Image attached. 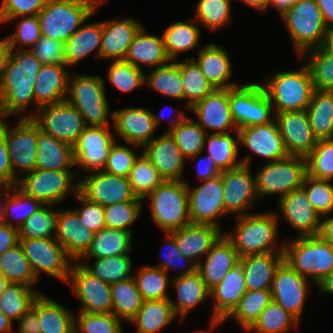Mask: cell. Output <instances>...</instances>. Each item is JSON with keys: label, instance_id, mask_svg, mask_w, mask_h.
Returning <instances> with one entry per match:
<instances>
[{"label": "cell", "instance_id": "obj_65", "mask_svg": "<svg viewBox=\"0 0 333 333\" xmlns=\"http://www.w3.org/2000/svg\"><path fill=\"white\" fill-rule=\"evenodd\" d=\"M16 27L13 35L2 39L7 49H14L17 46L19 47L18 50H20L21 46L26 45L29 46L30 50L42 36L37 15L22 18Z\"/></svg>", "mask_w": 333, "mask_h": 333}, {"label": "cell", "instance_id": "obj_34", "mask_svg": "<svg viewBox=\"0 0 333 333\" xmlns=\"http://www.w3.org/2000/svg\"><path fill=\"white\" fill-rule=\"evenodd\" d=\"M192 59L214 89H230L239 86L229 83L228 80L232 76L230 58L226 50L217 44H207L199 50L197 60Z\"/></svg>", "mask_w": 333, "mask_h": 333}, {"label": "cell", "instance_id": "obj_70", "mask_svg": "<svg viewBox=\"0 0 333 333\" xmlns=\"http://www.w3.org/2000/svg\"><path fill=\"white\" fill-rule=\"evenodd\" d=\"M167 236V240L165 242L166 245H168V251L167 254L164 255V259L163 262L160 263L159 265H156L155 267L161 268L164 271H166L168 273V270L170 268H175L177 266V268H180V264L186 265L185 266V270L181 269L182 273H179V276H183V275H188L193 273L194 271L197 270V265L190 260L187 257H184L180 252L179 249L177 248L176 242H175V238L170 234V233H166ZM181 262V263H180Z\"/></svg>", "mask_w": 333, "mask_h": 333}, {"label": "cell", "instance_id": "obj_71", "mask_svg": "<svg viewBox=\"0 0 333 333\" xmlns=\"http://www.w3.org/2000/svg\"><path fill=\"white\" fill-rule=\"evenodd\" d=\"M18 179L13 174L5 139V119H0V185H17Z\"/></svg>", "mask_w": 333, "mask_h": 333}, {"label": "cell", "instance_id": "obj_41", "mask_svg": "<svg viewBox=\"0 0 333 333\" xmlns=\"http://www.w3.org/2000/svg\"><path fill=\"white\" fill-rule=\"evenodd\" d=\"M103 23L84 25L65 42V64L74 65L96 50V57L100 58Z\"/></svg>", "mask_w": 333, "mask_h": 333}, {"label": "cell", "instance_id": "obj_19", "mask_svg": "<svg viewBox=\"0 0 333 333\" xmlns=\"http://www.w3.org/2000/svg\"><path fill=\"white\" fill-rule=\"evenodd\" d=\"M223 203L225 213H235L237 217L247 215V209L252 208L258 197L256 178L253 177L249 165L222 171Z\"/></svg>", "mask_w": 333, "mask_h": 333}, {"label": "cell", "instance_id": "obj_10", "mask_svg": "<svg viewBox=\"0 0 333 333\" xmlns=\"http://www.w3.org/2000/svg\"><path fill=\"white\" fill-rule=\"evenodd\" d=\"M228 101L237 129L272 121V102L260 84L251 83L228 89Z\"/></svg>", "mask_w": 333, "mask_h": 333}, {"label": "cell", "instance_id": "obj_21", "mask_svg": "<svg viewBox=\"0 0 333 333\" xmlns=\"http://www.w3.org/2000/svg\"><path fill=\"white\" fill-rule=\"evenodd\" d=\"M273 118L278 123L288 155L306 158L318 141L312 132L307 111H286L275 114Z\"/></svg>", "mask_w": 333, "mask_h": 333}, {"label": "cell", "instance_id": "obj_57", "mask_svg": "<svg viewBox=\"0 0 333 333\" xmlns=\"http://www.w3.org/2000/svg\"><path fill=\"white\" fill-rule=\"evenodd\" d=\"M308 52V53H307ZM308 56L307 67L316 90L333 92V55L322 47L310 49L301 57Z\"/></svg>", "mask_w": 333, "mask_h": 333}, {"label": "cell", "instance_id": "obj_73", "mask_svg": "<svg viewBox=\"0 0 333 333\" xmlns=\"http://www.w3.org/2000/svg\"><path fill=\"white\" fill-rule=\"evenodd\" d=\"M19 333H41L37 313L30 308L19 319Z\"/></svg>", "mask_w": 333, "mask_h": 333}, {"label": "cell", "instance_id": "obj_28", "mask_svg": "<svg viewBox=\"0 0 333 333\" xmlns=\"http://www.w3.org/2000/svg\"><path fill=\"white\" fill-rule=\"evenodd\" d=\"M174 238L179 252L192 260L196 265L203 254H207L222 236L217 226L210 224L190 223L184 227L169 232Z\"/></svg>", "mask_w": 333, "mask_h": 333}, {"label": "cell", "instance_id": "obj_64", "mask_svg": "<svg viewBox=\"0 0 333 333\" xmlns=\"http://www.w3.org/2000/svg\"><path fill=\"white\" fill-rule=\"evenodd\" d=\"M141 200H130L104 207L105 225L108 228L131 231L128 226L138 219Z\"/></svg>", "mask_w": 333, "mask_h": 333}, {"label": "cell", "instance_id": "obj_24", "mask_svg": "<svg viewBox=\"0 0 333 333\" xmlns=\"http://www.w3.org/2000/svg\"><path fill=\"white\" fill-rule=\"evenodd\" d=\"M246 291L243 268L238 263L217 285L210 289V297L215 300L211 317L212 330L233 312Z\"/></svg>", "mask_w": 333, "mask_h": 333}, {"label": "cell", "instance_id": "obj_25", "mask_svg": "<svg viewBox=\"0 0 333 333\" xmlns=\"http://www.w3.org/2000/svg\"><path fill=\"white\" fill-rule=\"evenodd\" d=\"M190 110L195 113L199 121L196 122L206 131L213 129V133H228L227 128L238 132L233 121L229 101L228 89H214L205 98L195 103Z\"/></svg>", "mask_w": 333, "mask_h": 333}, {"label": "cell", "instance_id": "obj_62", "mask_svg": "<svg viewBox=\"0 0 333 333\" xmlns=\"http://www.w3.org/2000/svg\"><path fill=\"white\" fill-rule=\"evenodd\" d=\"M108 71L110 83L123 93L131 92L145 83L143 70L125 60H114Z\"/></svg>", "mask_w": 333, "mask_h": 333}, {"label": "cell", "instance_id": "obj_17", "mask_svg": "<svg viewBox=\"0 0 333 333\" xmlns=\"http://www.w3.org/2000/svg\"><path fill=\"white\" fill-rule=\"evenodd\" d=\"M5 121V139L11 168L27 174L35 169L38 141V125L32 118H21L15 127L9 129Z\"/></svg>", "mask_w": 333, "mask_h": 333}, {"label": "cell", "instance_id": "obj_61", "mask_svg": "<svg viewBox=\"0 0 333 333\" xmlns=\"http://www.w3.org/2000/svg\"><path fill=\"white\" fill-rule=\"evenodd\" d=\"M231 0H200L196 7L195 21H200L212 31L227 24L231 18Z\"/></svg>", "mask_w": 333, "mask_h": 333}, {"label": "cell", "instance_id": "obj_78", "mask_svg": "<svg viewBox=\"0 0 333 333\" xmlns=\"http://www.w3.org/2000/svg\"><path fill=\"white\" fill-rule=\"evenodd\" d=\"M320 293L333 294V271L316 284Z\"/></svg>", "mask_w": 333, "mask_h": 333}, {"label": "cell", "instance_id": "obj_18", "mask_svg": "<svg viewBox=\"0 0 333 333\" xmlns=\"http://www.w3.org/2000/svg\"><path fill=\"white\" fill-rule=\"evenodd\" d=\"M188 203L190 222L193 224H210L219 227L217 217L225 213L223 203V177L218 176L203 181L199 187L191 190L189 183Z\"/></svg>", "mask_w": 333, "mask_h": 333}, {"label": "cell", "instance_id": "obj_50", "mask_svg": "<svg viewBox=\"0 0 333 333\" xmlns=\"http://www.w3.org/2000/svg\"><path fill=\"white\" fill-rule=\"evenodd\" d=\"M271 301V290L246 291L237 307L225 320L234 317L244 329L248 330Z\"/></svg>", "mask_w": 333, "mask_h": 333}, {"label": "cell", "instance_id": "obj_11", "mask_svg": "<svg viewBox=\"0 0 333 333\" xmlns=\"http://www.w3.org/2000/svg\"><path fill=\"white\" fill-rule=\"evenodd\" d=\"M74 176L70 170L34 169L18 179L17 186L42 204L53 205L66 198L70 190L74 189V196L79 192V181L74 184Z\"/></svg>", "mask_w": 333, "mask_h": 333}, {"label": "cell", "instance_id": "obj_51", "mask_svg": "<svg viewBox=\"0 0 333 333\" xmlns=\"http://www.w3.org/2000/svg\"><path fill=\"white\" fill-rule=\"evenodd\" d=\"M180 71L184 99H187V107L190 109L195 103L211 93L214 88L193 59L180 62Z\"/></svg>", "mask_w": 333, "mask_h": 333}, {"label": "cell", "instance_id": "obj_52", "mask_svg": "<svg viewBox=\"0 0 333 333\" xmlns=\"http://www.w3.org/2000/svg\"><path fill=\"white\" fill-rule=\"evenodd\" d=\"M48 206L52 205L43 204L24 222L19 229V240L56 237L59 211L50 210Z\"/></svg>", "mask_w": 333, "mask_h": 333}, {"label": "cell", "instance_id": "obj_7", "mask_svg": "<svg viewBox=\"0 0 333 333\" xmlns=\"http://www.w3.org/2000/svg\"><path fill=\"white\" fill-rule=\"evenodd\" d=\"M104 84L97 75H69L66 101L81 113L86 126L109 124L110 111Z\"/></svg>", "mask_w": 333, "mask_h": 333}, {"label": "cell", "instance_id": "obj_46", "mask_svg": "<svg viewBox=\"0 0 333 333\" xmlns=\"http://www.w3.org/2000/svg\"><path fill=\"white\" fill-rule=\"evenodd\" d=\"M190 22V23H188ZM194 18L186 22L178 21L165 29L163 34L164 46L168 56L173 61L180 52L194 49L198 46L199 28Z\"/></svg>", "mask_w": 333, "mask_h": 333}, {"label": "cell", "instance_id": "obj_30", "mask_svg": "<svg viewBox=\"0 0 333 333\" xmlns=\"http://www.w3.org/2000/svg\"><path fill=\"white\" fill-rule=\"evenodd\" d=\"M66 64H43L36 76L34 97L37 109L66 101L68 78Z\"/></svg>", "mask_w": 333, "mask_h": 333}, {"label": "cell", "instance_id": "obj_60", "mask_svg": "<svg viewBox=\"0 0 333 333\" xmlns=\"http://www.w3.org/2000/svg\"><path fill=\"white\" fill-rule=\"evenodd\" d=\"M302 188L307 199L321 217L333 212V185L329 180L318 179L308 174L305 176Z\"/></svg>", "mask_w": 333, "mask_h": 333}, {"label": "cell", "instance_id": "obj_9", "mask_svg": "<svg viewBox=\"0 0 333 333\" xmlns=\"http://www.w3.org/2000/svg\"><path fill=\"white\" fill-rule=\"evenodd\" d=\"M307 175V159L291 156L268 162L261 167L256 178L258 196L279 194V198L302 188Z\"/></svg>", "mask_w": 333, "mask_h": 333}, {"label": "cell", "instance_id": "obj_39", "mask_svg": "<svg viewBox=\"0 0 333 333\" xmlns=\"http://www.w3.org/2000/svg\"><path fill=\"white\" fill-rule=\"evenodd\" d=\"M178 113V118L175 121L170 120V128L168 131L176 141L177 146L182 152V155L190 160L198 158L205 150L204 143L207 135L205 131L196 121L186 118L183 112Z\"/></svg>", "mask_w": 333, "mask_h": 333}, {"label": "cell", "instance_id": "obj_67", "mask_svg": "<svg viewBox=\"0 0 333 333\" xmlns=\"http://www.w3.org/2000/svg\"><path fill=\"white\" fill-rule=\"evenodd\" d=\"M49 0H2L0 6V23L27 16H36Z\"/></svg>", "mask_w": 333, "mask_h": 333}, {"label": "cell", "instance_id": "obj_48", "mask_svg": "<svg viewBox=\"0 0 333 333\" xmlns=\"http://www.w3.org/2000/svg\"><path fill=\"white\" fill-rule=\"evenodd\" d=\"M0 273L12 283L31 286L38 281L20 244L0 255Z\"/></svg>", "mask_w": 333, "mask_h": 333}, {"label": "cell", "instance_id": "obj_80", "mask_svg": "<svg viewBox=\"0 0 333 333\" xmlns=\"http://www.w3.org/2000/svg\"><path fill=\"white\" fill-rule=\"evenodd\" d=\"M7 57V48L3 40H0V87L2 82V75H3V66L5 59Z\"/></svg>", "mask_w": 333, "mask_h": 333}, {"label": "cell", "instance_id": "obj_47", "mask_svg": "<svg viewBox=\"0 0 333 333\" xmlns=\"http://www.w3.org/2000/svg\"><path fill=\"white\" fill-rule=\"evenodd\" d=\"M112 313L120 319L130 321L143 304L134 277L111 285Z\"/></svg>", "mask_w": 333, "mask_h": 333}, {"label": "cell", "instance_id": "obj_40", "mask_svg": "<svg viewBox=\"0 0 333 333\" xmlns=\"http://www.w3.org/2000/svg\"><path fill=\"white\" fill-rule=\"evenodd\" d=\"M131 242V231L104 227L94 234L89 250L80 260L86 262L90 257L98 259L128 254L132 250Z\"/></svg>", "mask_w": 333, "mask_h": 333}, {"label": "cell", "instance_id": "obj_14", "mask_svg": "<svg viewBox=\"0 0 333 333\" xmlns=\"http://www.w3.org/2000/svg\"><path fill=\"white\" fill-rule=\"evenodd\" d=\"M114 143L108 126H86L72 145L74 164L83 171H102Z\"/></svg>", "mask_w": 333, "mask_h": 333}, {"label": "cell", "instance_id": "obj_1", "mask_svg": "<svg viewBox=\"0 0 333 333\" xmlns=\"http://www.w3.org/2000/svg\"><path fill=\"white\" fill-rule=\"evenodd\" d=\"M42 65L29 49H7L0 87V119L20 114L35 102L34 84Z\"/></svg>", "mask_w": 333, "mask_h": 333}, {"label": "cell", "instance_id": "obj_31", "mask_svg": "<svg viewBox=\"0 0 333 333\" xmlns=\"http://www.w3.org/2000/svg\"><path fill=\"white\" fill-rule=\"evenodd\" d=\"M284 261L283 252L240 257L247 291L271 290L276 269Z\"/></svg>", "mask_w": 333, "mask_h": 333}, {"label": "cell", "instance_id": "obj_29", "mask_svg": "<svg viewBox=\"0 0 333 333\" xmlns=\"http://www.w3.org/2000/svg\"><path fill=\"white\" fill-rule=\"evenodd\" d=\"M94 234L81 223L78 214L73 209L59 210L55 238L75 262L80 261L89 250Z\"/></svg>", "mask_w": 333, "mask_h": 333}, {"label": "cell", "instance_id": "obj_42", "mask_svg": "<svg viewBox=\"0 0 333 333\" xmlns=\"http://www.w3.org/2000/svg\"><path fill=\"white\" fill-rule=\"evenodd\" d=\"M239 139L228 133H210L206 135L204 148L221 171L231 170L241 165H250L251 155L237 160Z\"/></svg>", "mask_w": 333, "mask_h": 333}, {"label": "cell", "instance_id": "obj_74", "mask_svg": "<svg viewBox=\"0 0 333 333\" xmlns=\"http://www.w3.org/2000/svg\"><path fill=\"white\" fill-rule=\"evenodd\" d=\"M198 176L200 180H207L214 178L221 174V170L216 166L214 160L209 157V155L201 157L198 160Z\"/></svg>", "mask_w": 333, "mask_h": 333}, {"label": "cell", "instance_id": "obj_53", "mask_svg": "<svg viewBox=\"0 0 333 333\" xmlns=\"http://www.w3.org/2000/svg\"><path fill=\"white\" fill-rule=\"evenodd\" d=\"M3 189H5L8 192L9 191L12 192V193H10L9 196H6V194H5L6 192H4L3 195L2 194L0 195L1 197L5 196V198H7L5 200V202H6L5 203V205H6V208H5L6 224L20 229V227L24 224V222L30 216H32L43 204L39 200L33 198L32 196L27 195L17 185H14V186L3 185ZM8 216H11L13 218H19L16 221L17 225L15 224V226H14L13 223H11V221L8 220V218H7Z\"/></svg>", "mask_w": 333, "mask_h": 333}, {"label": "cell", "instance_id": "obj_6", "mask_svg": "<svg viewBox=\"0 0 333 333\" xmlns=\"http://www.w3.org/2000/svg\"><path fill=\"white\" fill-rule=\"evenodd\" d=\"M147 197L152 219L165 233L191 223L185 180H164Z\"/></svg>", "mask_w": 333, "mask_h": 333}, {"label": "cell", "instance_id": "obj_20", "mask_svg": "<svg viewBox=\"0 0 333 333\" xmlns=\"http://www.w3.org/2000/svg\"><path fill=\"white\" fill-rule=\"evenodd\" d=\"M308 278L300 275L283 261L276 269L271 294L272 300L300 320L308 291Z\"/></svg>", "mask_w": 333, "mask_h": 333}, {"label": "cell", "instance_id": "obj_33", "mask_svg": "<svg viewBox=\"0 0 333 333\" xmlns=\"http://www.w3.org/2000/svg\"><path fill=\"white\" fill-rule=\"evenodd\" d=\"M142 25L132 18L103 22L100 58L124 60L130 44Z\"/></svg>", "mask_w": 333, "mask_h": 333}, {"label": "cell", "instance_id": "obj_69", "mask_svg": "<svg viewBox=\"0 0 333 333\" xmlns=\"http://www.w3.org/2000/svg\"><path fill=\"white\" fill-rule=\"evenodd\" d=\"M74 197H76L80 203L83 204L81 208H75L74 211L78 214L81 223L85 227L89 228L94 233L99 232L101 229L106 227L104 207L87 200L79 192Z\"/></svg>", "mask_w": 333, "mask_h": 333}, {"label": "cell", "instance_id": "obj_45", "mask_svg": "<svg viewBox=\"0 0 333 333\" xmlns=\"http://www.w3.org/2000/svg\"><path fill=\"white\" fill-rule=\"evenodd\" d=\"M40 292H34L32 286L9 282L0 295V311L13 322L25 314L38 297Z\"/></svg>", "mask_w": 333, "mask_h": 333}, {"label": "cell", "instance_id": "obj_8", "mask_svg": "<svg viewBox=\"0 0 333 333\" xmlns=\"http://www.w3.org/2000/svg\"><path fill=\"white\" fill-rule=\"evenodd\" d=\"M282 18L299 57L323 46L329 30L316 0H297Z\"/></svg>", "mask_w": 333, "mask_h": 333}, {"label": "cell", "instance_id": "obj_77", "mask_svg": "<svg viewBox=\"0 0 333 333\" xmlns=\"http://www.w3.org/2000/svg\"><path fill=\"white\" fill-rule=\"evenodd\" d=\"M297 0H270L269 5H273L283 17Z\"/></svg>", "mask_w": 333, "mask_h": 333}, {"label": "cell", "instance_id": "obj_38", "mask_svg": "<svg viewBox=\"0 0 333 333\" xmlns=\"http://www.w3.org/2000/svg\"><path fill=\"white\" fill-rule=\"evenodd\" d=\"M172 281L177 290L178 301L174 302L171 299L169 301L174 313L176 316H181V320L198 304L210 297V289L205 285L198 270L188 275L177 276Z\"/></svg>", "mask_w": 333, "mask_h": 333}, {"label": "cell", "instance_id": "obj_13", "mask_svg": "<svg viewBox=\"0 0 333 333\" xmlns=\"http://www.w3.org/2000/svg\"><path fill=\"white\" fill-rule=\"evenodd\" d=\"M22 118H32L40 129L68 144L73 145L86 127L81 113L67 101L46 105Z\"/></svg>", "mask_w": 333, "mask_h": 333}, {"label": "cell", "instance_id": "obj_68", "mask_svg": "<svg viewBox=\"0 0 333 333\" xmlns=\"http://www.w3.org/2000/svg\"><path fill=\"white\" fill-rule=\"evenodd\" d=\"M42 64H65V43L41 36L30 49Z\"/></svg>", "mask_w": 333, "mask_h": 333}, {"label": "cell", "instance_id": "obj_44", "mask_svg": "<svg viewBox=\"0 0 333 333\" xmlns=\"http://www.w3.org/2000/svg\"><path fill=\"white\" fill-rule=\"evenodd\" d=\"M175 317L169 299L146 300L129 322L137 325L136 333H157Z\"/></svg>", "mask_w": 333, "mask_h": 333}, {"label": "cell", "instance_id": "obj_4", "mask_svg": "<svg viewBox=\"0 0 333 333\" xmlns=\"http://www.w3.org/2000/svg\"><path fill=\"white\" fill-rule=\"evenodd\" d=\"M283 255L292 269L316 284L333 271V246L319 235L284 243Z\"/></svg>", "mask_w": 333, "mask_h": 333}, {"label": "cell", "instance_id": "obj_76", "mask_svg": "<svg viewBox=\"0 0 333 333\" xmlns=\"http://www.w3.org/2000/svg\"><path fill=\"white\" fill-rule=\"evenodd\" d=\"M318 235L333 246V218L328 217L326 220L321 221Z\"/></svg>", "mask_w": 333, "mask_h": 333}, {"label": "cell", "instance_id": "obj_43", "mask_svg": "<svg viewBox=\"0 0 333 333\" xmlns=\"http://www.w3.org/2000/svg\"><path fill=\"white\" fill-rule=\"evenodd\" d=\"M306 111L314 136L333 139V92L315 89Z\"/></svg>", "mask_w": 333, "mask_h": 333}, {"label": "cell", "instance_id": "obj_32", "mask_svg": "<svg viewBox=\"0 0 333 333\" xmlns=\"http://www.w3.org/2000/svg\"><path fill=\"white\" fill-rule=\"evenodd\" d=\"M205 263H199L197 270L205 285L211 289L226 273L239 263V255L232 242L223 234L207 253Z\"/></svg>", "mask_w": 333, "mask_h": 333}, {"label": "cell", "instance_id": "obj_75", "mask_svg": "<svg viewBox=\"0 0 333 333\" xmlns=\"http://www.w3.org/2000/svg\"><path fill=\"white\" fill-rule=\"evenodd\" d=\"M328 30H333V0H316Z\"/></svg>", "mask_w": 333, "mask_h": 333}, {"label": "cell", "instance_id": "obj_3", "mask_svg": "<svg viewBox=\"0 0 333 333\" xmlns=\"http://www.w3.org/2000/svg\"><path fill=\"white\" fill-rule=\"evenodd\" d=\"M278 215L275 213L247 214L237 217L235 232L224 234L233 244L239 257L283 252L284 245L277 250Z\"/></svg>", "mask_w": 333, "mask_h": 333}, {"label": "cell", "instance_id": "obj_27", "mask_svg": "<svg viewBox=\"0 0 333 333\" xmlns=\"http://www.w3.org/2000/svg\"><path fill=\"white\" fill-rule=\"evenodd\" d=\"M278 200L282 216L299 231V237L319 234L322 217L310 204L303 188L294 190Z\"/></svg>", "mask_w": 333, "mask_h": 333}, {"label": "cell", "instance_id": "obj_63", "mask_svg": "<svg viewBox=\"0 0 333 333\" xmlns=\"http://www.w3.org/2000/svg\"><path fill=\"white\" fill-rule=\"evenodd\" d=\"M121 319L113 313L79 312L75 318V333H122Z\"/></svg>", "mask_w": 333, "mask_h": 333}, {"label": "cell", "instance_id": "obj_16", "mask_svg": "<svg viewBox=\"0 0 333 333\" xmlns=\"http://www.w3.org/2000/svg\"><path fill=\"white\" fill-rule=\"evenodd\" d=\"M79 193L102 207L130 200H143L134 194L129 179L102 171H94L79 180Z\"/></svg>", "mask_w": 333, "mask_h": 333}, {"label": "cell", "instance_id": "obj_5", "mask_svg": "<svg viewBox=\"0 0 333 333\" xmlns=\"http://www.w3.org/2000/svg\"><path fill=\"white\" fill-rule=\"evenodd\" d=\"M262 85L275 106L273 113L306 110L315 90L307 65L296 71L276 72Z\"/></svg>", "mask_w": 333, "mask_h": 333}, {"label": "cell", "instance_id": "obj_72", "mask_svg": "<svg viewBox=\"0 0 333 333\" xmlns=\"http://www.w3.org/2000/svg\"><path fill=\"white\" fill-rule=\"evenodd\" d=\"M19 244V229L9 225L0 227V255Z\"/></svg>", "mask_w": 333, "mask_h": 333}, {"label": "cell", "instance_id": "obj_66", "mask_svg": "<svg viewBox=\"0 0 333 333\" xmlns=\"http://www.w3.org/2000/svg\"><path fill=\"white\" fill-rule=\"evenodd\" d=\"M137 159L138 156L136 157L131 149L115 142L110 149L103 171L128 178Z\"/></svg>", "mask_w": 333, "mask_h": 333}, {"label": "cell", "instance_id": "obj_54", "mask_svg": "<svg viewBox=\"0 0 333 333\" xmlns=\"http://www.w3.org/2000/svg\"><path fill=\"white\" fill-rule=\"evenodd\" d=\"M128 179L134 194L140 199H147V196L164 181L143 152L135 161Z\"/></svg>", "mask_w": 333, "mask_h": 333}, {"label": "cell", "instance_id": "obj_56", "mask_svg": "<svg viewBox=\"0 0 333 333\" xmlns=\"http://www.w3.org/2000/svg\"><path fill=\"white\" fill-rule=\"evenodd\" d=\"M298 320L277 302L271 301L247 331L257 333H285L298 326Z\"/></svg>", "mask_w": 333, "mask_h": 333}, {"label": "cell", "instance_id": "obj_79", "mask_svg": "<svg viewBox=\"0 0 333 333\" xmlns=\"http://www.w3.org/2000/svg\"><path fill=\"white\" fill-rule=\"evenodd\" d=\"M246 3L248 6L253 7L255 9L265 11L269 6L270 0H240Z\"/></svg>", "mask_w": 333, "mask_h": 333}, {"label": "cell", "instance_id": "obj_23", "mask_svg": "<svg viewBox=\"0 0 333 333\" xmlns=\"http://www.w3.org/2000/svg\"><path fill=\"white\" fill-rule=\"evenodd\" d=\"M237 131L241 145H245L256 155L268 159L267 162L277 161L288 156L275 118L267 124L244 127Z\"/></svg>", "mask_w": 333, "mask_h": 333}, {"label": "cell", "instance_id": "obj_36", "mask_svg": "<svg viewBox=\"0 0 333 333\" xmlns=\"http://www.w3.org/2000/svg\"><path fill=\"white\" fill-rule=\"evenodd\" d=\"M35 169L70 170L75 166L72 145L43 132L38 126Z\"/></svg>", "mask_w": 333, "mask_h": 333}, {"label": "cell", "instance_id": "obj_58", "mask_svg": "<svg viewBox=\"0 0 333 333\" xmlns=\"http://www.w3.org/2000/svg\"><path fill=\"white\" fill-rule=\"evenodd\" d=\"M134 279L144 301L170 299L166 294L169 277L163 269L155 266L143 267Z\"/></svg>", "mask_w": 333, "mask_h": 333}, {"label": "cell", "instance_id": "obj_26", "mask_svg": "<svg viewBox=\"0 0 333 333\" xmlns=\"http://www.w3.org/2000/svg\"><path fill=\"white\" fill-rule=\"evenodd\" d=\"M143 153L164 180H183L185 157L169 132L154 137L143 148Z\"/></svg>", "mask_w": 333, "mask_h": 333}, {"label": "cell", "instance_id": "obj_59", "mask_svg": "<svg viewBox=\"0 0 333 333\" xmlns=\"http://www.w3.org/2000/svg\"><path fill=\"white\" fill-rule=\"evenodd\" d=\"M307 174L314 178L332 180L333 178V139H321L306 157Z\"/></svg>", "mask_w": 333, "mask_h": 333}, {"label": "cell", "instance_id": "obj_15", "mask_svg": "<svg viewBox=\"0 0 333 333\" xmlns=\"http://www.w3.org/2000/svg\"><path fill=\"white\" fill-rule=\"evenodd\" d=\"M67 283L82 303L80 312L112 313L111 285L89 272L83 263L71 267Z\"/></svg>", "mask_w": 333, "mask_h": 333}, {"label": "cell", "instance_id": "obj_35", "mask_svg": "<svg viewBox=\"0 0 333 333\" xmlns=\"http://www.w3.org/2000/svg\"><path fill=\"white\" fill-rule=\"evenodd\" d=\"M124 60L139 69H142L140 63L160 67L172 61L167 54L163 37L145 33L143 26L135 35Z\"/></svg>", "mask_w": 333, "mask_h": 333}, {"label": "cell", "instance_id": "obj_37", "mask_svg": "<svg viewBox=\"0 0 333 333\" xmlns=\"http://www.w3.org/2000/svg\"><path fill=\"white\" fill-rule=\"evenodd\" d=\"M31 308L37 313L41 333H75V316L46 295L40 293Z\"/></svg>", "mask_w": 333, "mask_h": 333}, {"label": "cell", "instance_id": "obj_12", "mask_svg": "<svg viewBox=\"0 0 333 333\" xmlns=\"http://www.w3.org/2000/svg\"><path fill=\"white\" fill-rule=\"evenodd\" d=\"M19 244L37 279L43 271L55 279L68 281L73 259L56 238L19 240Z\"/></svg>", "mask_w": 333, "mask_h": 333}, {"label": "cell", "instance_id": "obj_22", "mask_svg": "<svg viewBox=\"0 0 333 333\" xmlns=\"http://www.w3.org/2000/svg\"><path fill=\"white\" fill-rule=\"evenodd\" d=\"M111 118L117 133L135 148L144 147L149 143L160 123L157 115L142 107H127L114 111Z\"/></svg>", "mask_w": 333, "mask_h": 333}, {"label": "cell", "instance_id": "obj_55", "mask_svg": "<svg viewBox=\"0 0 333 333\" xmlns=\"http://www.w3.org/2000/svg\"><path fill=\"white\" fill-rule=\"evenodd\" d=\"M83 265L89 272L109 285L133 277L130 276L132 260L129 254L115 257L111 256L107 258H98L95 259L93 266H90L86 263Z\"/></svg>", "mask_w": 333, "mask_h": 333}, {"label": "cell", "instance_id": "obj_2", "mask_svg": "<svg viewBox=\"0 0 333 333\" xmlns=\"http://www.w3.org/2000/svg\"><path fill=\"white\" fill-rule=\"evenodd\" d=\"M104 0H49L37 17L41 35L66 42Z\"/></svg>", "mask_w": 333, "mask_h": 333}, {"label": "cell", "instance_id": "obj_49", "mask_svg": "<svg viewBox=\"0 0 333 333\" xmlns=\"http://www.w3.org/2000/svg\"><path fill=\"white\" fill-rule=\"evenodd\" d=\"M145 84L163 95L184 100L180 62L155 67L149 75L145 76Z\"/></svg>", "mask_w": 333, "mask_h": 333}]
</instances>
